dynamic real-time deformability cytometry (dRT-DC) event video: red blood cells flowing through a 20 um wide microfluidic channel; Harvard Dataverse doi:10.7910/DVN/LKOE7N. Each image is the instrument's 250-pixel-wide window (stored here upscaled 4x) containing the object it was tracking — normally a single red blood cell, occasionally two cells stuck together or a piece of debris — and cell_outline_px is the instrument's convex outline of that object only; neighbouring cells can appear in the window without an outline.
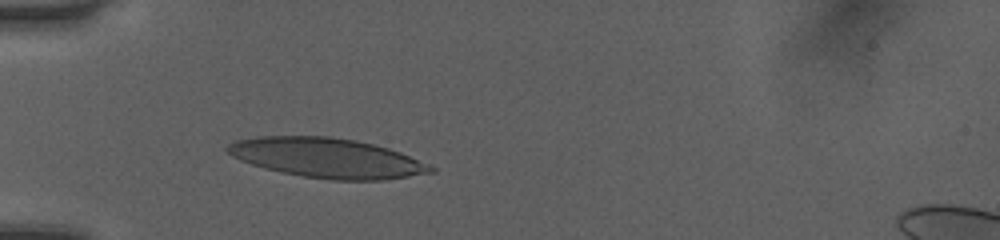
{"species": "human", "species_latin": "Homo sapiens", "temperature_condition": "room temperature", "stored_images_in_passage": 30, "camera_frame_rate_fps": 3000, "um_per_image_px": 0.085, "donor": {"sex": "female"}, "frame": {"image": 1, "passage_image": 1, "time_ms": 0.0, "image_size_px": [1000, 240], "cell_outline_px": [[436, 172], [380, 180], [332, 180], [304, 176], [264, 168], [240, 160], [232, 156], [224, 148], [228, 144], [236, 140], [256, 136], [328, 136], [356, 140], [388, 148], [400, 152], [428, 164], [436, 168]], "centroid_in_image_um": [27.78, 13.41], "position_along_channel_um": 57.2, "area_um2": 46.82}}
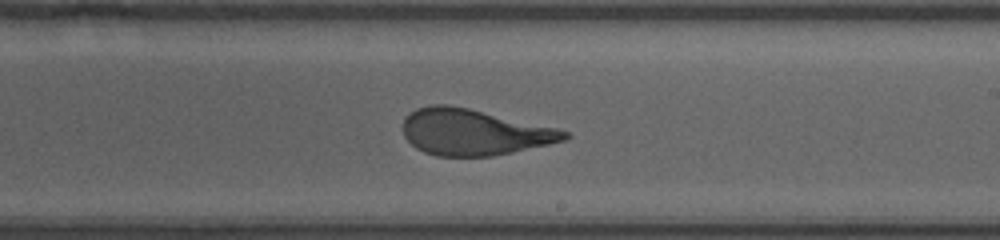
{"frame": {"image": 2, "passage_image": 16, "time_ms": 5.0, "image_size_px": [1000, 240], "cell_outline_px": [[572, 136], [568, 140], [512, 152], [492, 156], [436, 156], [424, 152], [416, 148], [404, 136], [404, 120], [416, 108], [432, 104], [448, 104], [468, 108], [556, 128], [568, 132]], "centroid_in_image_um": [40.29, 11.24], "position_along_channel_um": 248.7, "area_um2": 43.12}}
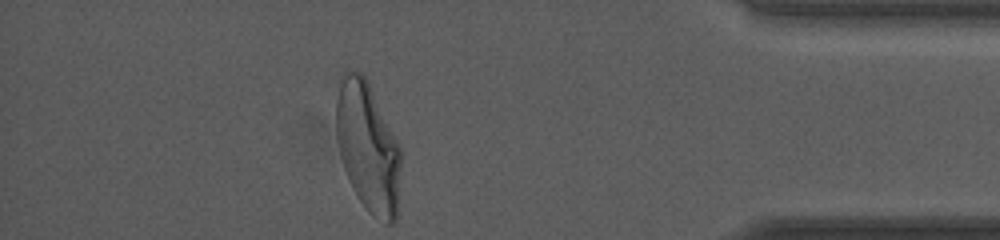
{"frame": {"image": 3, "passage_image": 30, "time_ms": 9.667, "image_size_px": [1000, 240], "cell_outline_px": [[400, 168], [396, 224], [384, 224], [372, 216], [364, 208], [352, 188], [348, 180], [344, 168], [336, 136], [336, 100], [340, 84], [344, 72], [360, 72], [368, 80], [400, 144]], "centroid_in_image_um": [31.28, 12.55], "position_along_channel_um": 403.9, "area_um2": 49.19}, "authors_computed_cell_mechanics": {"area_um2": 44.3615, "velocity_mm_per_s": 4.0444, "shape_relaxation_time_tau1_ms": 5.3092, "shape_relaxation_time_tau2_ms": 0.7885, "deformation_change_tau1": 0.2247, "deformation_change_tau2": 0.0819}}